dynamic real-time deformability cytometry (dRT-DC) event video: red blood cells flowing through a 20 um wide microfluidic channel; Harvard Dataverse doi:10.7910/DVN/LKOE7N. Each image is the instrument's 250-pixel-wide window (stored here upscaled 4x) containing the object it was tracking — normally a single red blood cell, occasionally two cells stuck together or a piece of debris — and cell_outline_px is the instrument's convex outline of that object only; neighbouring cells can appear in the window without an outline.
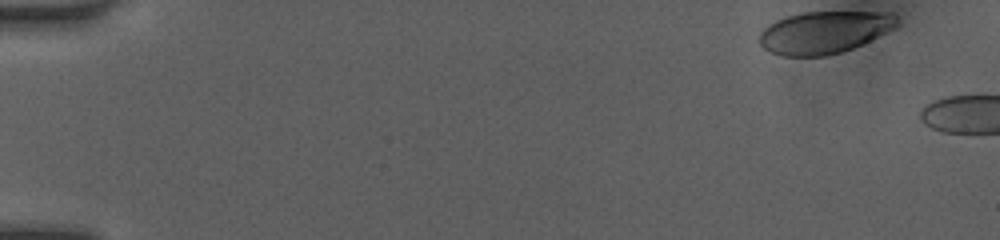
{"species": "human", "species_latin": "Homo sapiens", "temperature_condition": "room temperature", "stored_images_in_passage": 13, "camera_frame_rate_fps": 3000, "um_per_image_px": 0.085, "donor": {"sex": "female"}, "frame": {"image": 1, "passage_image": 1, "time_ms": 0.0, "image_size_px": [1000, 240], "cell_outline_px": [[900, 24], [896, 28], [852, 48], [840, 52], [824, 56], [784, 56], [772, 52], [764, 48], [760, 44], [760, 32], [768, 24], [776, 20], [788, 16], [804, 12], [892, 12], [896, 16]], "centroid_in_image_um": [70.09, 2.73], "position_along_channel_um": 14.9, "area_um2": 33.81}}